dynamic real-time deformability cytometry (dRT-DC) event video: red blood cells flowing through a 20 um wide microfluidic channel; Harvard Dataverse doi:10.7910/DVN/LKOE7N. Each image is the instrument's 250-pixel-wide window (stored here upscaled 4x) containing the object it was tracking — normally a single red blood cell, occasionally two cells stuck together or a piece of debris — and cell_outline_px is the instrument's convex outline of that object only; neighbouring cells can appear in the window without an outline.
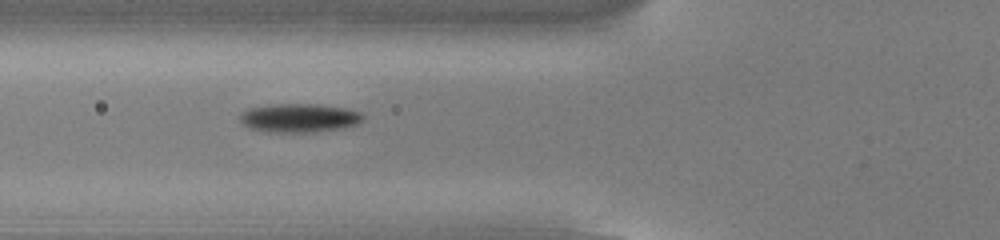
{"species": "common noctule bat (a hibernating species)", "species_latin": "Nyctalus noctula", "temperature_condition": "cold", "stored_images_in_passage": 51, "camera_frame_rate_fps": 3000, "um_per_image_px": 0.085, "animal": {"sex": "male", "body_mass_g": 13.0, "forearm_length_mm": 53.1}, "frame": {"image": 1, "passage_image": 21, "time_ms": 6.667, "image_size_px": [1000, 240], "cell_outline_px": [[364, 116], [356, 124], [340, 128], [312, 132], [268, 132], [248, 128], [240, 124], [240, 112], [248, 108], [276, 104], [316, 104], [344, 108], [360, 112]], "centroid_in_image_um": [25.35, 10.02], "position_along_channel_um": 100.5, "area_um2": 20.52}}
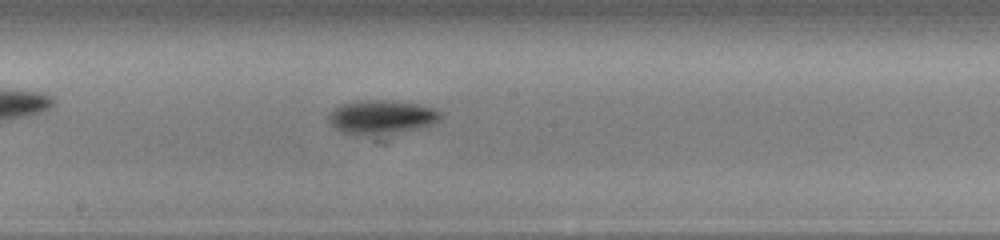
{"frame": {"image": 2, "passage_image": 30, "time_ms": 9.667, "image_size_px": [1000, 240], "cell_outline_px": [[440, 116], [432, 124], [416, 128], [396, 132], [368, 136], [344, 132], [336, 128], [332, 124], [328, 116], [340, 104], [356, 100], [388, 100], [420, 104], [436, 108], [440, 112]], "centroid_in_image_um": [32.42, 9.93], "position_along_channel_um": 215.8, "area_um2": 21.79}}
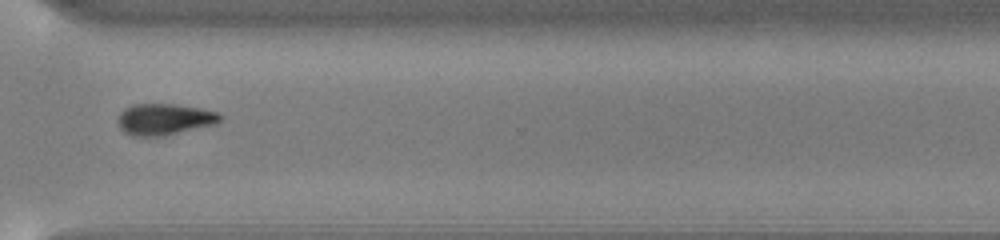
{"frame": {"image": 3, "passage_image": 41, "time_ms": 13.333, "image_size_px": [1000, 240], "cell_outline_px": [[220, 120], [216, 124], [164, 136], [132, 136], [124, 132], [116, 124], [116, 120], [120, 112], [124, 108], [132, 104], [172, 104], [200, 108], [216, 112], [220, 116]], "centroid_in_image_um": [13.9, 10.14], "position_along_channel_um": 356.7, "area_um2": 18.79}, "authors_computed_cell_mechanics": {"area_um2": 18.3226, "velocity_mm_per_s": 3.841, "shape_relaxation_time_tau1_ms": 2.1455, "shape_relaxation_time_tau2_ms": null, "deformation_change_tau1": 0.1505, "deformation_change_tau2": null}}